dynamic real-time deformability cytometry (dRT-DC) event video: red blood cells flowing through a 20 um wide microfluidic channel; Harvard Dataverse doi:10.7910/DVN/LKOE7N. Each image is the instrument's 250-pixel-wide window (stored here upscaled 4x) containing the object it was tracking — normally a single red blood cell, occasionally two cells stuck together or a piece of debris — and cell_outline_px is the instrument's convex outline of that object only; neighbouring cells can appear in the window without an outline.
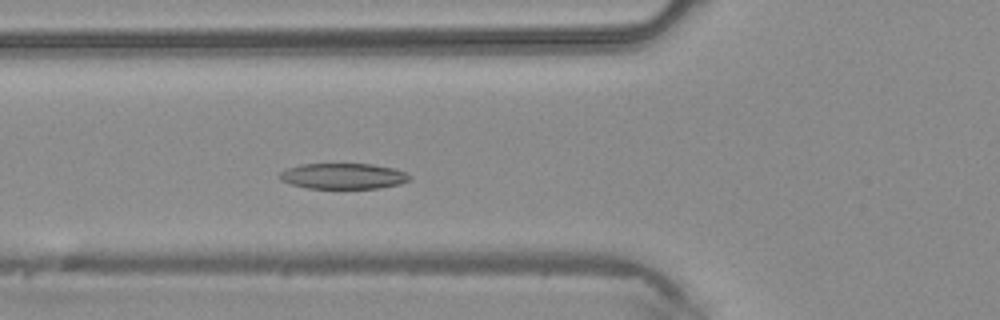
{"species": "common noctule bat (a hibernating species)", "species_latin": "Nyctalus noctula", "temperature_condition": "warm", "stored_images_in_passage": 36, "segment_of_instrument_passage": [1, 2], "camera_frame_rate_fps": 3000, "um_per_image_px": 0.085, "animal": {"sex": "male", "body_mass_g": 20.4}, "frame": {"image": 1, "passage_image": 6, "time_ms": 1.667, "image_size_px": [1000, 320], "cell_outline_px": [[412, 180], [400, 184], [380, 188], [308, 188], [292, 184], [280, 180], [276, 176], [280, 172], [288, 168], [300, 164], [372, 164], [392, 168], [404, 172], [412, 176]], "centroid_in_image_um": [29.18, 14.97], "position_along_channel_um": 96.6, "area_um2": 19.54}}
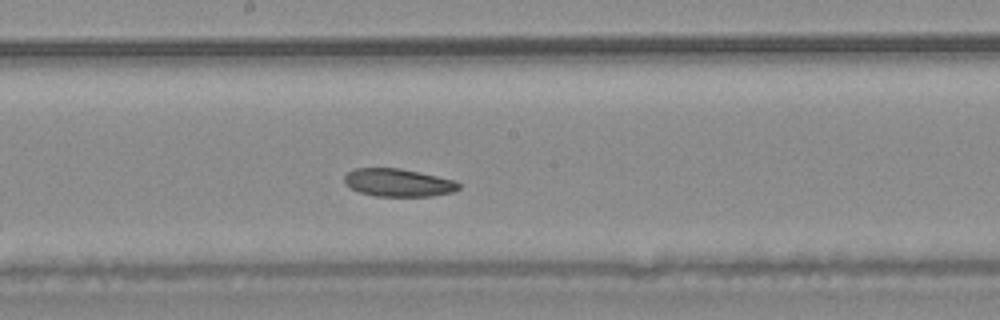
{"frame": {"image": 2, "passage_image": 14, "time_ms": 4.333, "image_size_px": [1000, 320], "cell_outline_px": [[460, 188], [452, 192], [432, 196], [376, 196], [360, 192], [344, 184], [344, 176], [348, 172], [356, 168], [400, 168], [456, 180], [460, 184]], "centroid_in_image_um": [33.86, 15.52], "position_along_channel_um": 214.3, "area_um2": 18.55}}
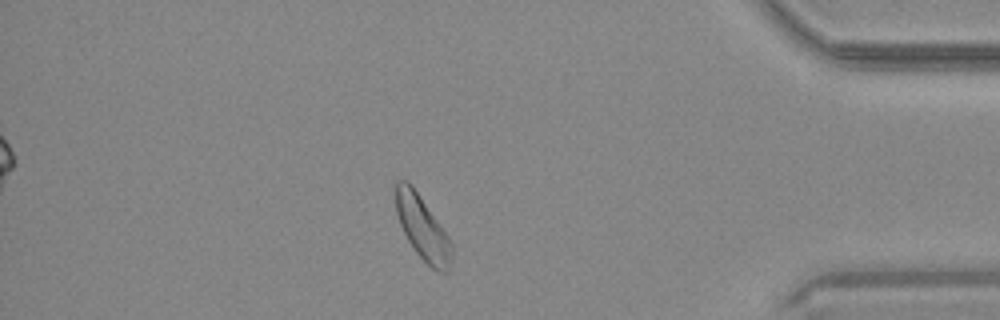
{"frame": {"image": 3, "passage_image": 29, "time_ms": 9.333, "image_size_px": [1000, 320], "cell_outline_px": [[452, 260], [448, 272], [436, 272], [416, 252], [408, 240], [400, 224], [396, 212], [396, 180], [408, 180], [412, 184], [448, 236], [452, 244]], "centroid_in_image_um": [35.92, 19.38], "position_along_channel_um": 399.3, "area_um2": 20.63}}